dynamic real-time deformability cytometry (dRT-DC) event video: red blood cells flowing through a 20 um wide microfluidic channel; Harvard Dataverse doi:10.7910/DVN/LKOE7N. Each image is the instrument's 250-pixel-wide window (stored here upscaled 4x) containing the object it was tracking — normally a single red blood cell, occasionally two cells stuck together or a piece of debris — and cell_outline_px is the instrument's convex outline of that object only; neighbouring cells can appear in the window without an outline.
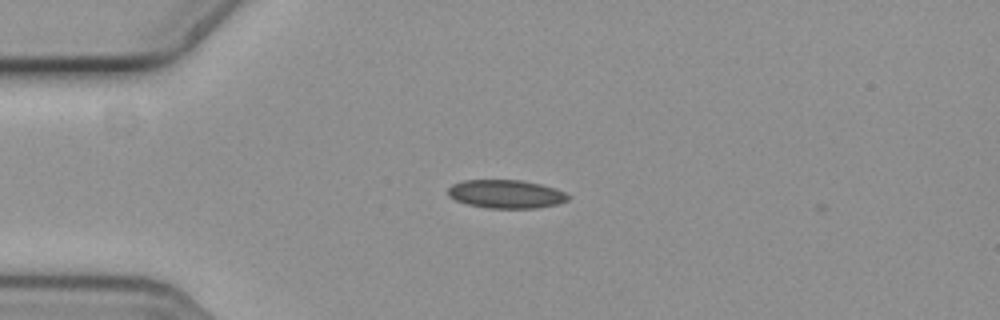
{"species": "common noctule bat (a hibernating species)", "species_latin": "Nyctalus noctula", "temperature_condition": "cold", "stored_images_in_passage": 44, "camera_frame_rate_fps": 3000, "um_per_image_px": 0.085, "animal": {"sex": "female", "body_mass_g": 19.3, "forearm_length_mm": 54.1}, "frame": {"image": 1, "passage_image": 1, "time_ms": 0.0, "image_size_px": [1000, 320], "cell_outline_px": [[568, 200], [556, 204], [536, 208], [488, 208], [468, 204], [456, 200], [448, 196], [448, 188], [452, 184], [464, 180], [520, 180], [540, 184], [564, 192], [568, 196]], "centroid_in_image_um": [42.97, 16.49], "position_along_channel_um": 42.0, "area_um2": 19.65}}
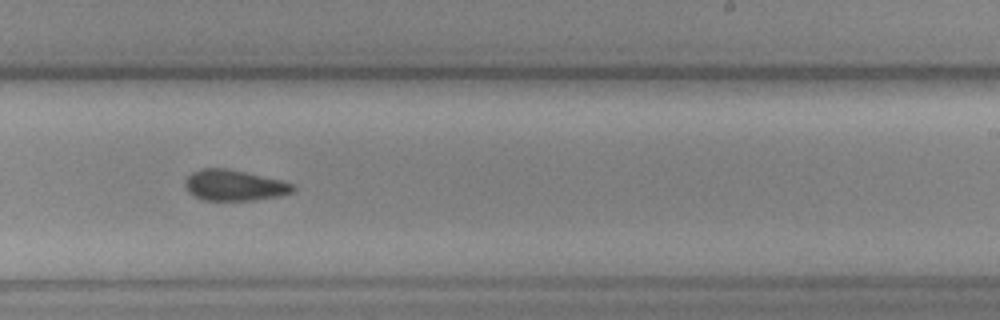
{"frame": {"image": 2, "passage_image": 22, "time_ms": 7.0, "image_size_px": [1000, 320], "cell_outline_px": [[296, 188], [292, 192], [280, 196], [252, 200], [204, 200], [188, 192], [184, 184], [184, 180], [192, 172], [200, 168], [228, 168], [280, 180], [292, 184]], "centroid_in_image_um": [19.88, 15.74], "position_along_channel_um": 269.1, "area_um2": 19.31}}
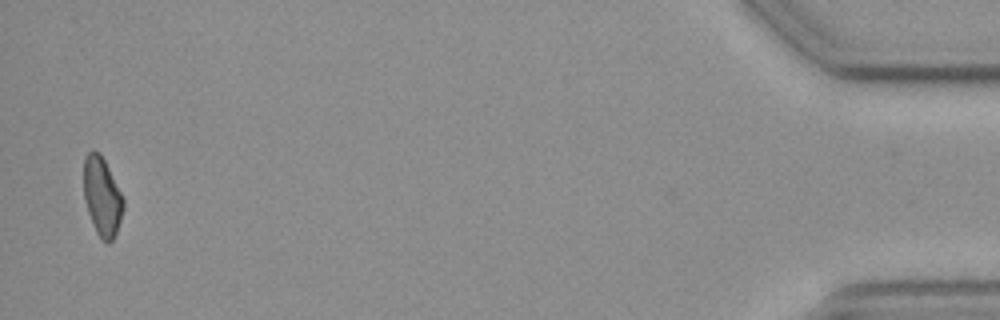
{"frame": {"image": 3, "passage_image": 43, "time_ms": 14.0, "image_size_px": [1000, 320], "cell_outline_px": [[124, 208], [116, 232], [112, 240], [108, 244], [104, 244], [100, 240], [96, 232], [88, 212], [84, 200], [84, 156], [92, 148], [100, 152], [124, 200]], "centroid_in_image_um": [8.66, 16.72], "position_along_channel_um": 426.5, "area_um2": 18.21}}